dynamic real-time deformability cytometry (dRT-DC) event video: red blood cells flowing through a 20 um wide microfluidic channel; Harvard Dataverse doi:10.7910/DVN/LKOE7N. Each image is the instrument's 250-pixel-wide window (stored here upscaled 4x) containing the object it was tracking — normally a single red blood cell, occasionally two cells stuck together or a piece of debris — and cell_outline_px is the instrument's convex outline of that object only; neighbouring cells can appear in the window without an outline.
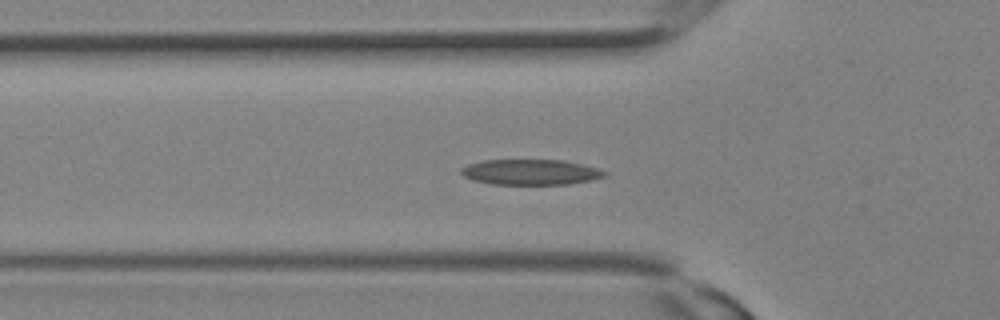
{"species": "Egyptian fruit bat (a non-hibernating species)", "species_latin": "Rousettus aegyptiacus", "temperature_condition": "room temperature", "stored_images_in_passage": 27, "camera_frame_rate_fps": 3000, "um_per_image_px": 0.085, "animal": {"sex": "female"}, "frame": {"image": 1, "passage_image": 6, "time_ms": 1.667, "image_size_px": [1000, 320], "cell_outline_px": [[608, 172], [604, 176], [592, 180], [568, 184], [492, 184], [472, 180], [464, 176], [460, 172], [460, 168], [468, 164], [484, 160], [564, 160], [600, 168]], "centroid_in_image_um": [45.11, 14.62], "position_along_channel_um": 80.7, "area_um2": 21.39}}
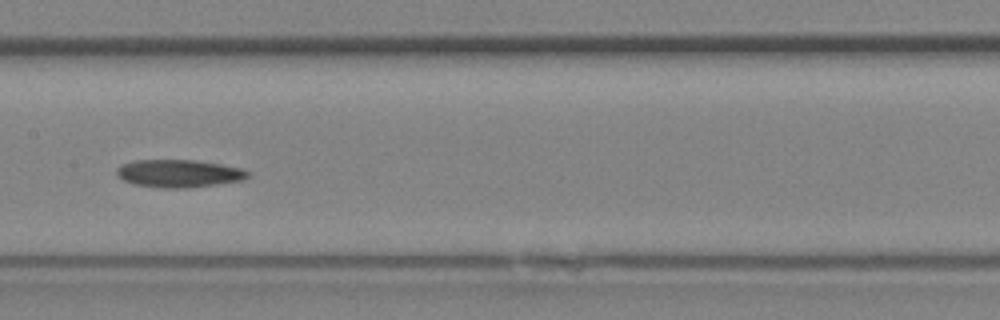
{"frame": {"image": 2, "passage_image": 11, "time_ms": 3.333, "image_size_px": [1000, 320], "cell_outline_px": [[252, 172], [244, 180], [188, 188], [164, 188], [132, 184], [116, 176], [116, 168], [120, 164], [132, 160], [196, 160], [220, 164], [240, 168]], "centroid_in_image_um": [15.17, 14.74], "position_along_channel_um": 192.2, "area_um2": 21.39}}
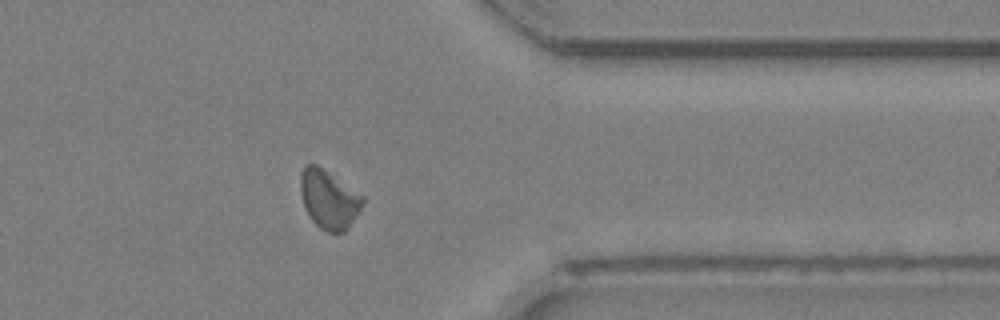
{"frame": {"image": 3, "passage_image": 20, "time_ms": 6.333, "image_size_px": [1000, 320], "cell_outline_px": [[364, 200], [356, 216], [348, 228], [344, 232], [328, 232], [320, 228], [312, 220], [304, 208], [300, 192], [300, 176], [304, 164], [316, 164], [364, 196]], "centroid_in_image_um": [27.92, 16.94], "position_along_channel_um": 383.5, "area_um2": 21.15}}